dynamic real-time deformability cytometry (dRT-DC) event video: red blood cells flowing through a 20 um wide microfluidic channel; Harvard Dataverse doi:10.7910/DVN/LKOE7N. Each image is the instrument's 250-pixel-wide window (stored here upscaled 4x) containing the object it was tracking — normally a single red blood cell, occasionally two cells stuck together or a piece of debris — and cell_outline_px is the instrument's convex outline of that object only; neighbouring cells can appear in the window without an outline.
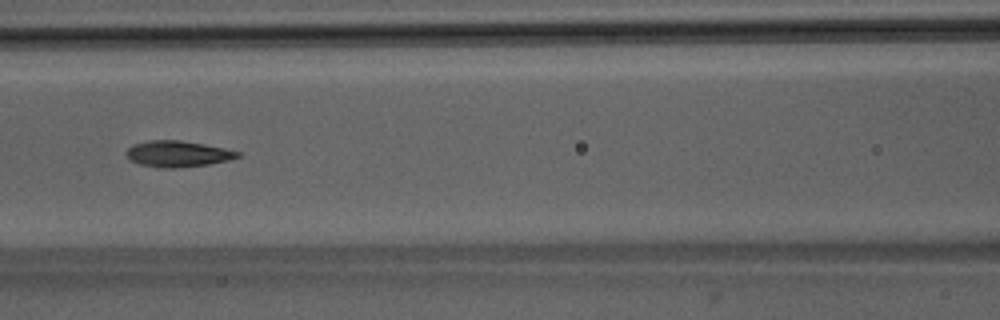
{"species": "Egyptian fruit bat (a non-hibernating species)", "species_latin": "Rousettus aegyptiacus", "temperature_condition": "room temperature", "stored_images_in_passage": 51, "segment_of_instrument_passage": [1, 2], "camera_frame_rate_fps": 3000, "um_per_image_px": 0.085, "animal": {"sex": "male"}, "frame": {"image": 1, "passage_image": 22, "time_ms": 7.0, "image_size_px": [1000, 320], "cell_outline_px": [[240, 156], [228, 160], [208, 164], [176, 168], [160, 168], [140, 164], [132, 160], [124, 152], [128, 148], [136, 144], [148, 140], [180, 140], [204, 144], [224, 148], [240, 152]], "centroid_in_image_um": [15.11, 13.07], "position_along_channel_um": 151.5, "area_um2": 16.76}}
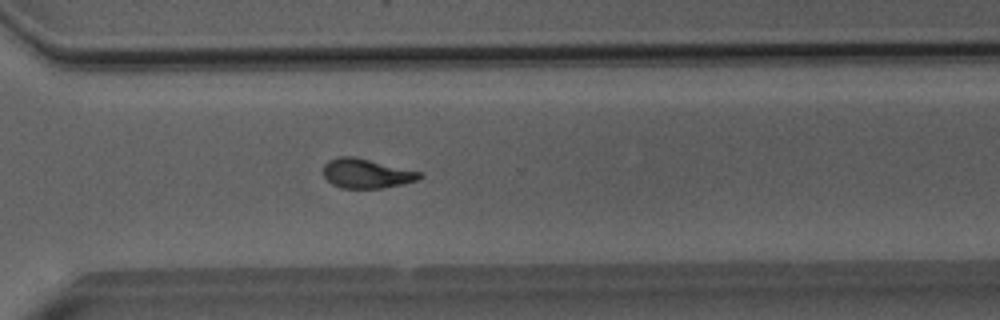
{"frame": {"image": 2, "passage_image": 36, "time_ms": 11.667, "image_size_px": [1000, 320], "cell_outline_px": [[424, 176], [416, 180], [384, 188], [340, 188], [332, 184], [324, 176], [324, 164], [328, 160], [336, 156], [352, 156], [424, 172]], "centroid_in_image_um": [31.15, 14.74], "position_along_channel_um": 339.4, "area_um2": 16.59}}
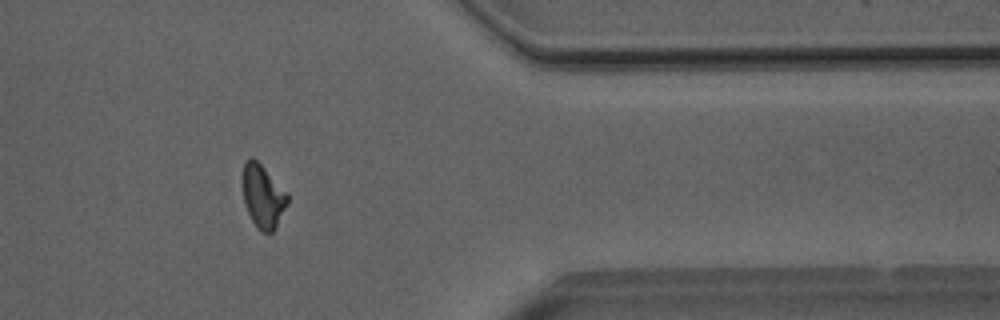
{"frame": {"image": 3, "passage_image": 41, "time_ms": 13.333, "image_size_px": [1000, 320], "cell_outline_px": [[288, 204], [276, 228], [272, 232], [260, 232], [252, 220], [244, 204], [244, 164], [248, 156], [252, 156], [288, 192]], "centroid_in_image_um": [22.38, 16.7], "position_along_channel_um": 389.0, "area_um2": 16.42}}